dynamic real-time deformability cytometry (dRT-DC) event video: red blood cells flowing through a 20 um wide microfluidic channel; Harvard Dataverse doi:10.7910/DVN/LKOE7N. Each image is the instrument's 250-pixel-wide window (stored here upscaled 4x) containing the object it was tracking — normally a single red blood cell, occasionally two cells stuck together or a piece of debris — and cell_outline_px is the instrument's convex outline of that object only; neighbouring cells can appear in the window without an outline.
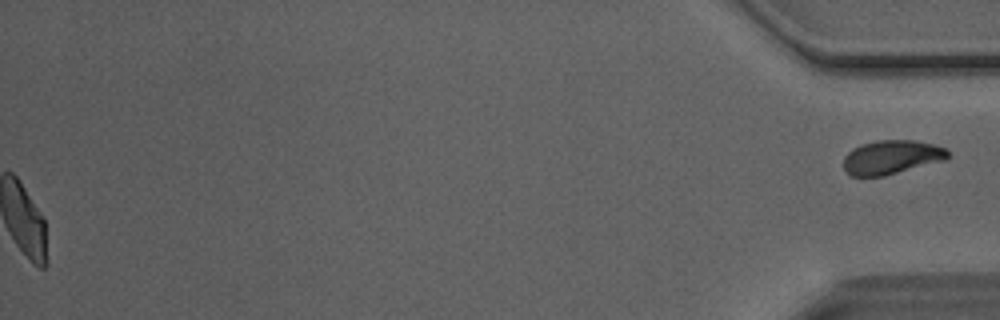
{"species": "Egyptian fruit bat (a non-hibernating species)", "species_latin": "Rousettus aegyptiacus", "temperature_condition": "room temperature", "stored_images_in_passage": 51, "segment_of_instrument_passage": [2, 2], "camera_frame_rate_fps": 3000, "um_per_image_px": 0.085, "animal": {"sex": "male"}, "frame": {"image": 1, "passage_image": 51, "time_ms": 16.667, "image_size_px": [1000, 320], "cell_outline_px": [[948, 156], [944, 160], [884, 176], [852, 176], [844, 172], [844, 156], [852, 148], [860, 144], [876, 140], [916, 140], [948, 148]], "centroid_in_image_um": [75.75, 13.35], "position_along_channel_um": 359.5, "area_um2": 20.75}}